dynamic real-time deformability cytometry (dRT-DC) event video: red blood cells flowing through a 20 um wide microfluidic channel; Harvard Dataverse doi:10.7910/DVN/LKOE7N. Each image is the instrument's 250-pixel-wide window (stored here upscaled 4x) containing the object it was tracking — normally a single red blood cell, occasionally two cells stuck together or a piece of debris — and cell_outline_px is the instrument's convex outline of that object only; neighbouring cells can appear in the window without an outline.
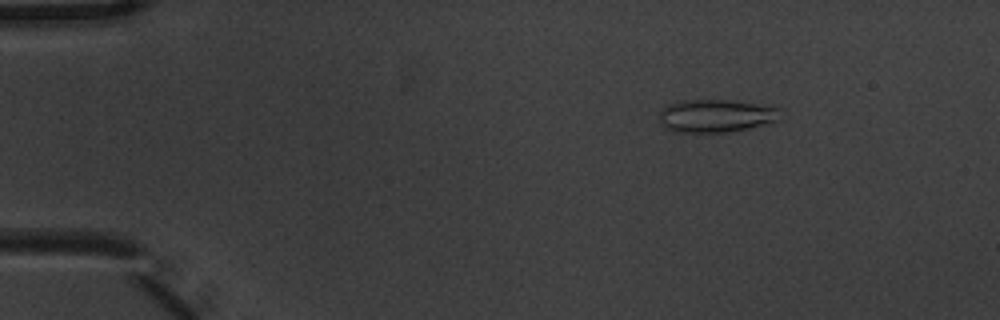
{"species": "common noctule bat (a hibernating species)", "species_latin": "Nyctalus noctula", "temperature_condition": "warm", "stored_images_in_passage": 6, "camera_frame_rate_fps": 3000, "um_per_image_px": 0.085, "animal": {"sex": "male", "body_mass_g": 20.1, "forearm_length_mm": 53.5}, "frame": {"image": 1, "passage_image": 2, "time_ms": 0.333, "image_size_px": [1000, 320], "cell_outline_px": [[788, 112], [780, 120], [772, 124], [728, 132], [672, 132], [664, 128], [660, 120], [660, 108], [668, 104], [684, 100], [728, 100], [756, 104], [780, 108]], "centroid_in_image_um": [60.95, 9.86], "position_along_channel_um": 24.1, "area_um2": 23.87}}
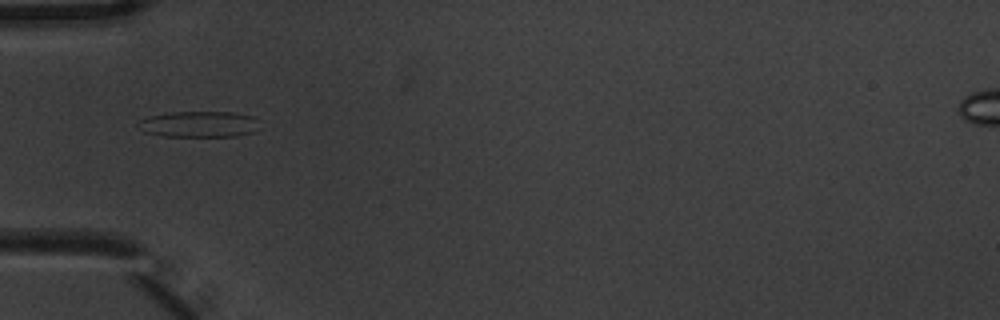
{"frame": {"image": 2, "passage_image": 5, "time_ms": 1.333, "image_size_px": [1000, 320], "cell_outline_px": [[256, 132], [236, 136], [164, 136], [144, 132], [136, 124], [140, 120], [148, 116], [168, 112], [236, 112], [256, 116]], "centroid_in_image_um": [16.91, 10.55], "position_along_channel_um": 68.1, "area_um2": 18.55}}